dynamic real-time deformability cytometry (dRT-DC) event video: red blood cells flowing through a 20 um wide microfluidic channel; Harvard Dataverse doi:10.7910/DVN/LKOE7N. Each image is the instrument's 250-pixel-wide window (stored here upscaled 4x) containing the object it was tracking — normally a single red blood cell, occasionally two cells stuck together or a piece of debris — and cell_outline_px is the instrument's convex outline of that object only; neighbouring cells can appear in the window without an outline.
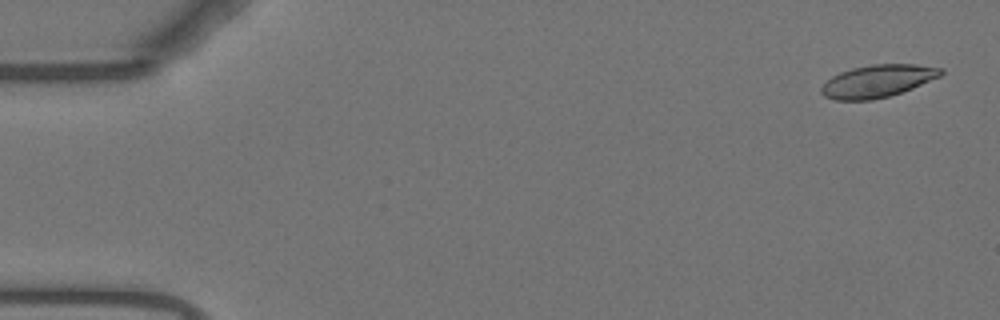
{"species": "Egyptian fruit bat (a non-hibernating species)", "species_latin": "Rousettus aegyptiacus", "temperature_condition": "warm", "stored_images_in_passage": 5, "camera_frame_rate_fps": 3000, "um_per_image_px": 0.085, "animal": {"sex": "female"}, "frame": {"image": 1, "passage_image": 2, "time_ms": 0.333, "image_size_px": [1000, 320], "cell_outline_px": [[944, 72], [940, 76], [912, 88], [888, 96], [872, 100], [836, 100], [824, 96], [820, 92], [820, 88], [832, 76], [840, 72], [852, 68], [872, 64], [916, 64], [944, 68]], "centroid_in_image_um": [74.6, 6.88], "position_along_channel_um": 10.4, "area_um2": 22.54}}